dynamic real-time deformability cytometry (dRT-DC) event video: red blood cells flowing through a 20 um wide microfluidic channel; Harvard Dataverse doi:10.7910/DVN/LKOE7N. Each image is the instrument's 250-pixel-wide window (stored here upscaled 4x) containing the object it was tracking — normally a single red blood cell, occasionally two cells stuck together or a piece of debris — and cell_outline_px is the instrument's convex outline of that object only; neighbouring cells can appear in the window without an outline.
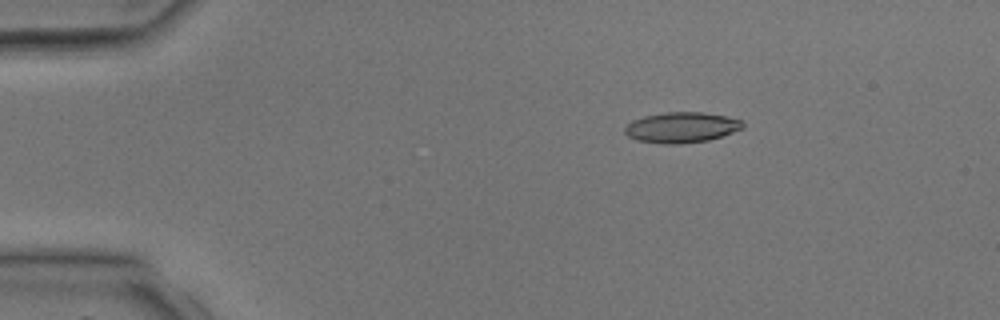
{"species": "common noctule bat (a hibernating species)", "species_latin": "Nyctalus noctula", "temperature_condition": "room temperature", "stored_images_in_passage": 3, "camera_frame_rate_fps": 3000, "um_per_image_px": 0.085, "animal": {"sex": "male", "body_mass_g": 17.9, "forearm_length_mm": 54.2}, "frame": {"image": 1, "passage_image": 3, "time_ms": 2.333, "image_size_px": [1000, 320], "cell_outline_px": [[744, 128], [708, 140], [680, 144], [660, 144], [636, 140], [628, 136], [624, 132], [624, 128], [632, 120], [644, 116], [664, 112], [700, 112], [724, 116], [740, 120], [744, 124]], "centroid_in_image_um": [57.88, 10.84], "position_along_channel_um": 27.1, "area_um2": 20.92}}